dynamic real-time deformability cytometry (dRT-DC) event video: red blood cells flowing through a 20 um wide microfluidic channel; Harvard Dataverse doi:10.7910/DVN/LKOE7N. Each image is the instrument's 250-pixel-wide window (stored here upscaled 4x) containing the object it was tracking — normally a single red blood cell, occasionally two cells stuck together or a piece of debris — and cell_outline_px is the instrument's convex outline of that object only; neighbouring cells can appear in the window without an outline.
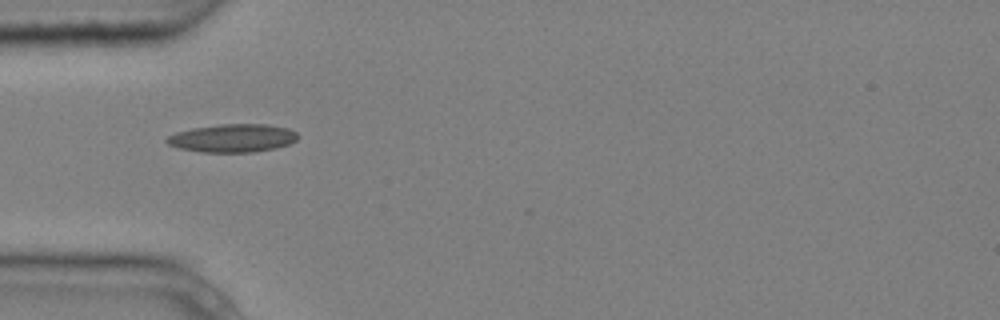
{"species": "common noctule bat (a hibernating species)", "species_latin": "Nyctalus noctula", "temperature_condition": "cold", "stored_images_in_passage": 6, "camera_frame_rate_fps": 3000, "um_per_image_px": 0.085, "animal": {"sex": "male", "body_mass_g": 20.4}, "frame": {"image": 1, "passage_image": 5, "time_ms": 1.333, "image_size_px": [1000, 320], "cell_outline_px": [[300, 136], [296, 140], [288, 144], [276, 148], [252, 152], [200, 152], [180, 148], [168, 144], [164, 140], [168, 136], [176, 132], [192, 128], [220, 124], [268, 124], [288, 128], [296, 132]], "centroid_in_image_um": [19.78, 11.73], "position_along_channel_um": 65.2, "area_um2": 21.56}}
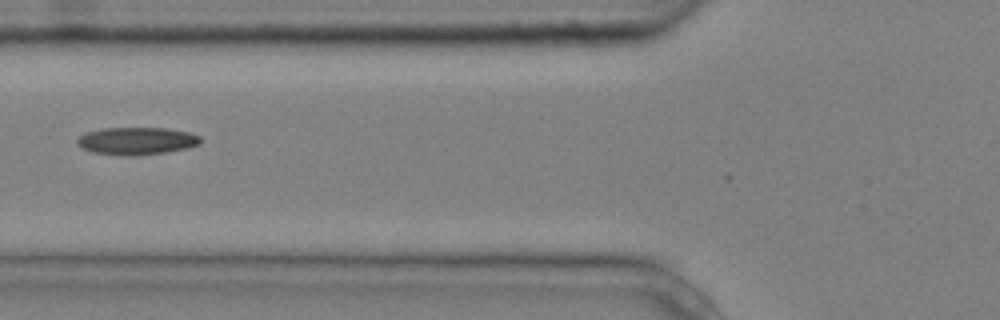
{"frame": {"image": 2, "passage_image": 6, "time_ms": 1.667, "image_size_px": [1000, 320], "cell_outline_px": [[200, 144], [188, 148], [164, 152], [132, 156], [128, 156], [92, 152], [80, 148], [76, 144], [76, 140], [84, 132], [100, 128], [164, 128], [188, 132], [200, 136]], "centroid_in_image_um": [11.56, 11.97], "position_along_channel_um": 114.2, "area_um2": 19.83}}